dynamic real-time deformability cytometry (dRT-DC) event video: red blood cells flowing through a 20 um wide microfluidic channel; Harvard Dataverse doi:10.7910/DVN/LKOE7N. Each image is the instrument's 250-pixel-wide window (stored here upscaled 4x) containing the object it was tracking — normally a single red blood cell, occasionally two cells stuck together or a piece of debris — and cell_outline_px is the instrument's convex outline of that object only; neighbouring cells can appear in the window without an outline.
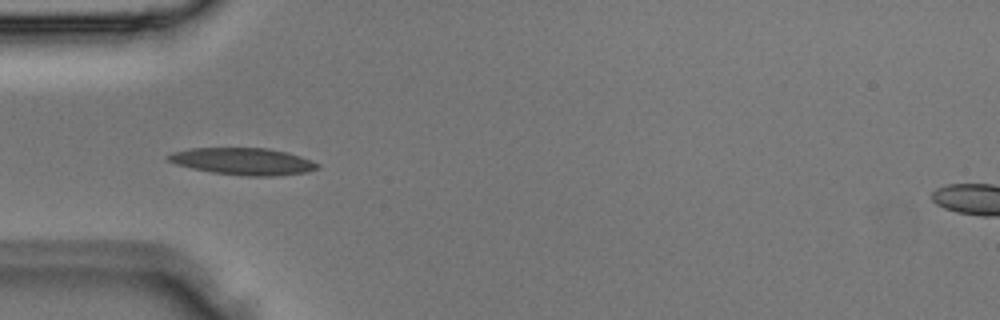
{"species": "Egyptian fruit bat (a non-hibernating species)", "species_latin": "Rousettus aegyptiacus", "temperature_condition": "room temperature", "stored_images_in_passage": 4, "camera_frame_rate_fps": 3000, "um_per_image_px": 0.085, "animal": {"sex": "male"}, "frame": {"image": 1, "passage_image": 3, "time_ms": 0.667, "image_size_px": [1000, 320], "cell_outline_px": [[320, 168], [308, 172], [272, 176], [248, 176], [212, 172], [192, 168], [176, 164], [168, 160], [164, 156], [172, 152], [188, 148], [268, 148], [288, 152], [300, 156], [320, 164]], "centroid_in_image_um": [20.66, 13.71], "position_along_channel_um": 64.3, "area_um2": 23.52}}
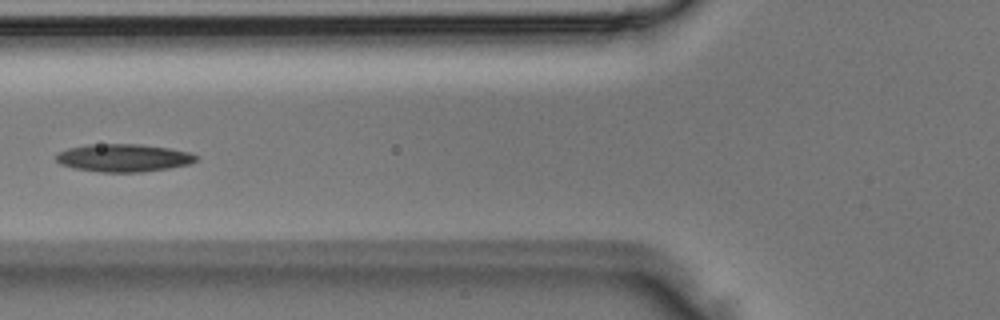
{"frame": {"image": 2, "passage_image": 4, "time_ms": 1.0, "image_size_px": [1000, 320], "cell_outline_px": [[196, 160], [188, 164], [168, 168], [140, 172], [100, 172], [76, 168], [60, 164], [56, 160], [56, 156], [60, 152], [68, 148], [88, 144], [140, 144], [168, 148], [188, 152], [196, 156]], "centroid_in_image_um": [10.47, 13.41], "position_along_channel_um": 115.3, "area_um2": 22.37}}